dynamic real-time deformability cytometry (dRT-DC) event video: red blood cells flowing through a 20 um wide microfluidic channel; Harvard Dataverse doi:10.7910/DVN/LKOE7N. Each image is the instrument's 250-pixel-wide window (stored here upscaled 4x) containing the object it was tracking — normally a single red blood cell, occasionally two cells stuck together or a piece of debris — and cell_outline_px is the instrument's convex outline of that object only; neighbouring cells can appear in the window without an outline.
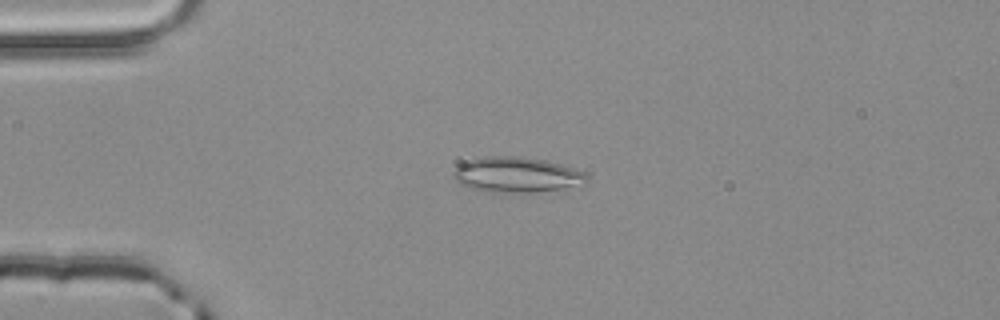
{"species": "common noctule bat (a hibernating species)", "species_latin": "Nyctalus noctula", "temperature_condition": "room temperature", "stored_images_in_passage": 2, "camera_frame_rate_fps": 3000, "um_per_image_px": 0.085, "animal": {"sex": "male", "body_mass_g": 20.4}, "frame": {"image": 1, "passage_image": 2, "time_ms": 0.333, "image_size_px": [1000, 320], "cell_outline_px": [[592, 180], [588, 184], [532, 192], [484, 192], [472, 188], [456, 180], [452, 176], [452, 172], [460, 164], [484, 156], [520, 156], [544, 160], [560, 164], [584, 172]], "centroid_in_image_um": [43.96, 14.85], "position_along_channel_um": 41.0, "area_um2": 27.34}}